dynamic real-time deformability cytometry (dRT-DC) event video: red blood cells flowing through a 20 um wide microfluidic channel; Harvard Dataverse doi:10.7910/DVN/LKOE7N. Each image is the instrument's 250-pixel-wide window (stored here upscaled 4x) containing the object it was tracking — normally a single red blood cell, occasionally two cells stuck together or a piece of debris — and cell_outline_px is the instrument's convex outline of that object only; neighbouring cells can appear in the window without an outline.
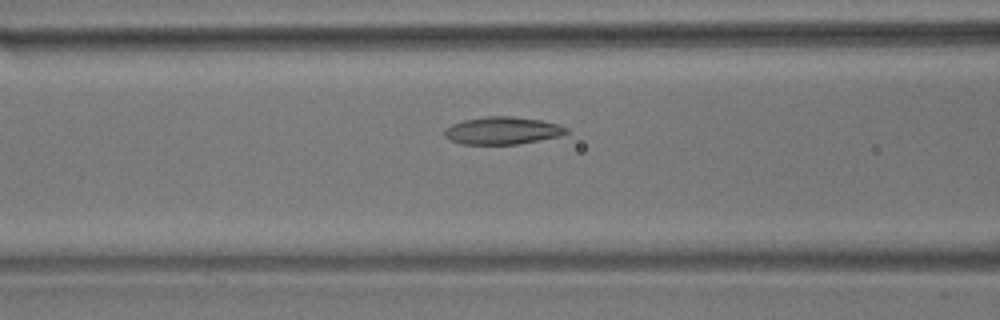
{"species": "common noctule bat (a hibernating species)", "species_latin": "Nyctalus noctula", "temperature_condition": "room temperature", "stored_images_in_passage": 42, "camera_frame_rate_fps": 3000, "um_per_image_px": 0.085, "animal": {"sex": "male", "body_mass_g": 17.9}, "frame": {"image": 1, "passage_image": 11, "time_ms": 3.333, "image_size_px": [1000, 320], "cell_outline_px": [[568, 132], [560, 136], [516, 144], [460, 144], [444, 136], [444, 128], [452, 124], [464, 120], [484, 116], [512, 116], [540, 120], [560, 124], [568, 128]], "centroid_in_image_um": [42.7, 11.09], "position_along_channel_um": 123.9, "area_um2": 19.54}}
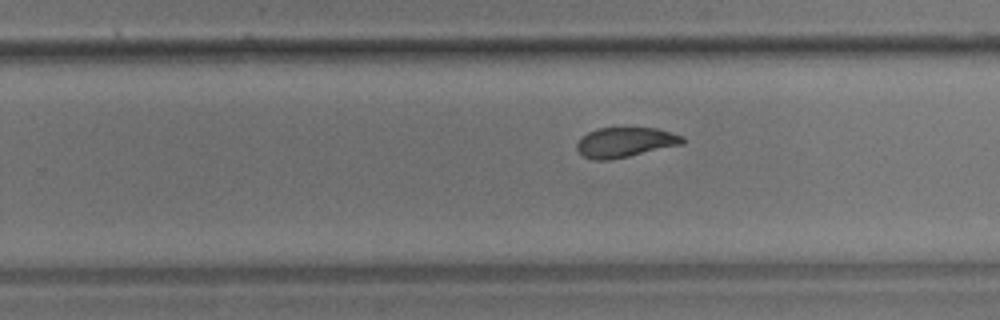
{"frame": {"image": 2, "passage_image": 24, "time_ms": 7.667, "image_size_px": [1000, 320], "cell_outline_px": [[684, 144], [628, 156], [608, 160], [592, 160], [584, 156], [576, 148], [576, 144], [588, 132], [596, 128], [656, 128], [684, 136]], "centroid_in_image_um": [53.15, 12.09], "position_along_channel_um": 276.6, "area_um2": 18.26}}
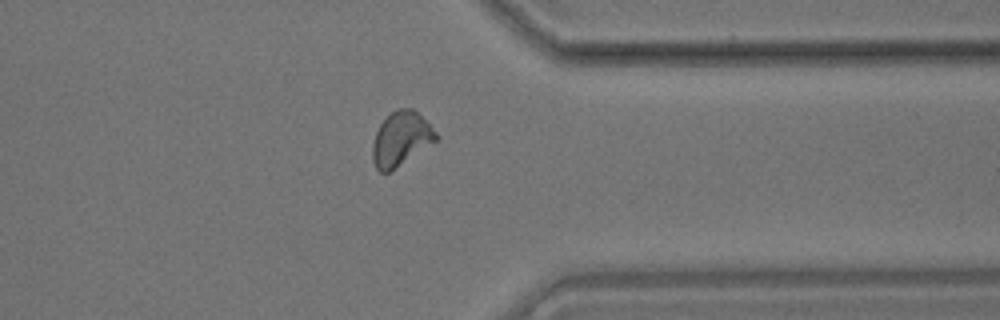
{"frame": {"image": 3, "passage_image": 33, "time_ms": 10.667, "image_size_px": [1000, 320], "cell_outline_px": [[440, 136], [436, 140], [388, 172], [380, 172], [376, 168], [372, 160], [372, 144], [376, 132], [380, 124], [396, 108], [412, 108]], "centroid_in_image_um": [34.04, 11.79], "position_along_channel_um": 377.4, "area_um2": 19.42}, "authors_computed_cell_mechanics": {"area_um2": 19.3052, "velocity_mm_per_s": 3.5313, "shape_relaxation_time_tau1_ms": 8.4646, "shape_relaxation_time_tau2_ms": 2.3491, "deformation_change_tau1": 0.1716, "deformation_change_tau2": 0.079}}